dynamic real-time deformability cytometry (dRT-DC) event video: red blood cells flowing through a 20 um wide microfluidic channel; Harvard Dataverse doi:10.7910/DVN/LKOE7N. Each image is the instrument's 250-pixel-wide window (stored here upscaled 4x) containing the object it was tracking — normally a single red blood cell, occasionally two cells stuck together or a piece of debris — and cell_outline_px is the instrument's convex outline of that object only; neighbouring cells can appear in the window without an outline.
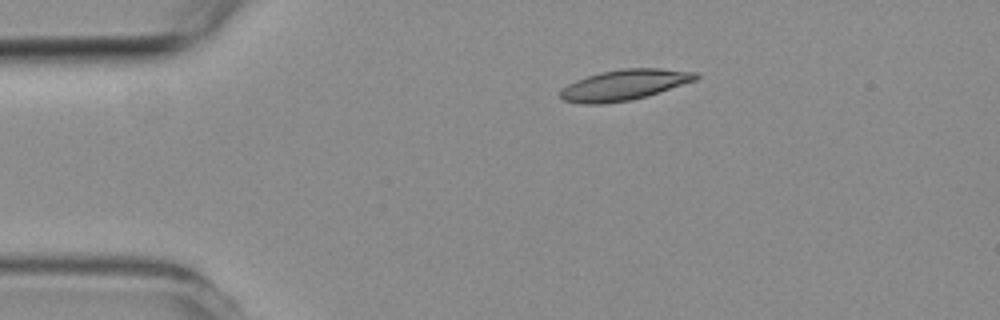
{"species": "common noctule bat (a hibernating species)", "species_latin": "Nyctalus noctula", "temperature_condition": "room temperature", "stored_images_in_passage": 2, "camera_frame_rate_fps": 3000, "um_per_image_px": 0.085, "animal": {"sex": "female", "body_mass_g": 19.3, "forearm_length_mm": 54.1}, "frame": {"image": 1, "passage_image": 1, "time_ms": 0.0, "image_size_px": [1000, 320], "cell_outline_px": [[700, 76], [696, 80], [648, 96], [632, 100], [604, 104], [580, 104], [564, 100], [560, 96], [560, 92], [568, 84], [576, 80], [600, 72], [620, 68], [660, 68], [700, 72]], "centroid_in_image_um": [53.11, 7.21], "position_along_channel_um": 31.9, "area_um2": 24.39}}